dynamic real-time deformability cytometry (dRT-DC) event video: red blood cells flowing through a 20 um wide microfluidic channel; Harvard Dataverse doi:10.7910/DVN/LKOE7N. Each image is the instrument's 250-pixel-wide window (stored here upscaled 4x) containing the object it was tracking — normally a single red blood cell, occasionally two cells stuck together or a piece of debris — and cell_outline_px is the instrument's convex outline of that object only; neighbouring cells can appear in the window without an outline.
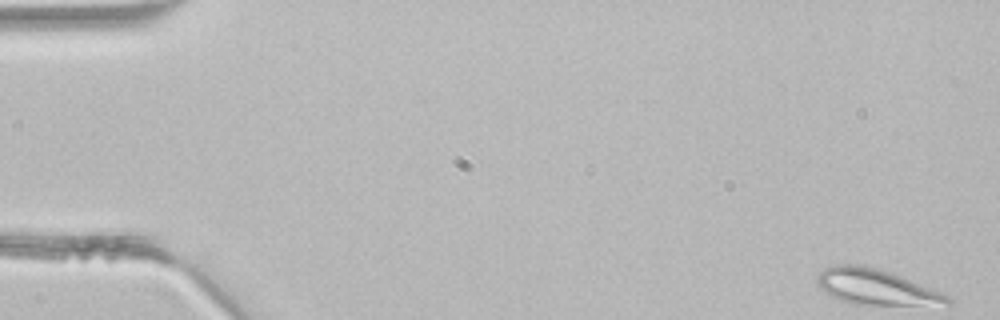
{"species": "common noctule bat (a hibernating species)", "species_latin": "Nyctalus noctula", "temperature_condition": "room temperature", "stored_images_in_passage": 3, "camera_frame_rate_fps": 3000, "um_per_image_px": 0.085, "animal": {"sex": "male", "body_mass_g": 21.5, "forearm_length_mm": 52.0}, "frame": {"image": 1, "passage_image": 1, "time_ms": 0.0, "image_size_px": [1000, 320], "cell_outline_px": [[952, 304], [852, 304], [840, 300], [832, 296], [820, 288], [816, 284], [816, 276], [824, 268], [832, 264], [864, 264], [900, 276], [932, 288], [948, 296], [952, 300]], "centroid_in_image_um": [74.38, 24.37], "position_along_channel_um": 10.6, "area_um2": 26.7}}